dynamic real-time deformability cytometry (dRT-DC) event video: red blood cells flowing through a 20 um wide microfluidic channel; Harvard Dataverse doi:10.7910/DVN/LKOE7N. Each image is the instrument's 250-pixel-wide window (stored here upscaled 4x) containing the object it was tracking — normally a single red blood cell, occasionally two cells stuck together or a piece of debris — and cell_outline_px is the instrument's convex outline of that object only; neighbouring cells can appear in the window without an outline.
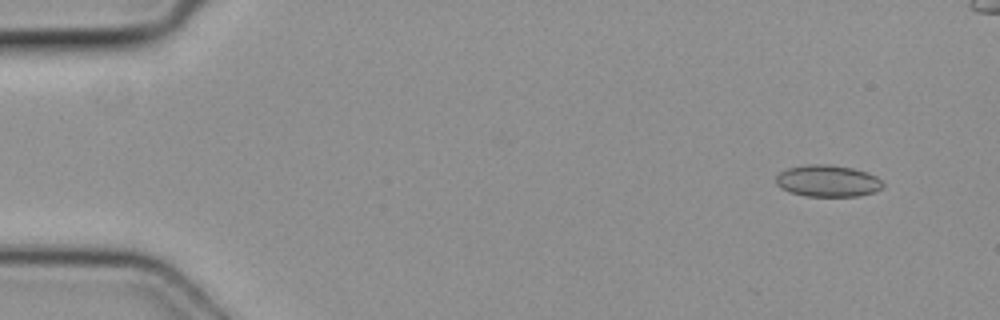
{"species": "common noctule bat (a hibernating species)", "species_latin": "Nyctalus noctula", "temperature_condition": "cold", "stored_images_in_passage": 5, "camera_frame_rate_fps": 3000, "um_per_image_px": 0.085, "animal": {"sex": "female", "body_mass_g": 19.3, "forearm_length_mm": 54.1}, "frame": {"image": 1, "passage_image": 1, "time_ms": 0.0, "image_size_px": [1000, 320], "cell_outline_px": [[884, 184], [876, 192], [860, 196], [804, 196], [788, 192], [780, 188], [776, 184], [776, 176], [780, 172], [788, 168], [808, 164], [828, 164], [852, 168], [876, 176]], "centroid_in_image_um": [70.32, 15.39], "position_along_channel_um": 14.7, "area_um2": 19.83}}